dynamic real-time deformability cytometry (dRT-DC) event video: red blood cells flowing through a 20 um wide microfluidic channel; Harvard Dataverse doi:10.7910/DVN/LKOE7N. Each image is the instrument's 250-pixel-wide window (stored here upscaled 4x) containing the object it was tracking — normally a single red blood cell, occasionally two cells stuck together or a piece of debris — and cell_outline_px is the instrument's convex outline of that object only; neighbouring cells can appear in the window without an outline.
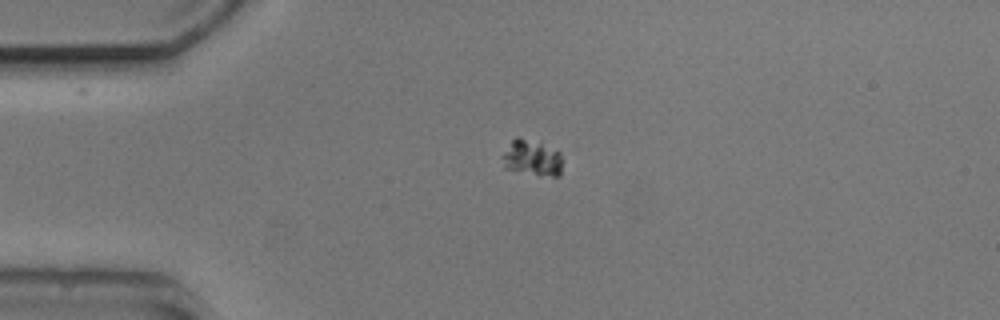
{"species": "common noctule bat (a hibernating species)", "species_latin": "Nyctalus noctula", "temperature_condition": "cold", "stored_images_in_passage": 2, "camera_frame_rate_fps": 3000, "um_per_image_px": 0.085, "animal": {"sex": "male", "body_mass_g": 20.5, "forearm_length_mm": 52.5}, "frame": {"image": 1, "passage_image": 2, "time_ms": 1.0, "image_size_px": [1000, 320], "cell_outline_px": [[560, 176], [540, 176], [504, 168], [500, 156], [512, 140], [516, 136], [540, 144], [560, 152]], "centroid_in_image_um": [45.16, 13.45], "position_along_channel_um": 39.8, "area_um2": 12.37}}